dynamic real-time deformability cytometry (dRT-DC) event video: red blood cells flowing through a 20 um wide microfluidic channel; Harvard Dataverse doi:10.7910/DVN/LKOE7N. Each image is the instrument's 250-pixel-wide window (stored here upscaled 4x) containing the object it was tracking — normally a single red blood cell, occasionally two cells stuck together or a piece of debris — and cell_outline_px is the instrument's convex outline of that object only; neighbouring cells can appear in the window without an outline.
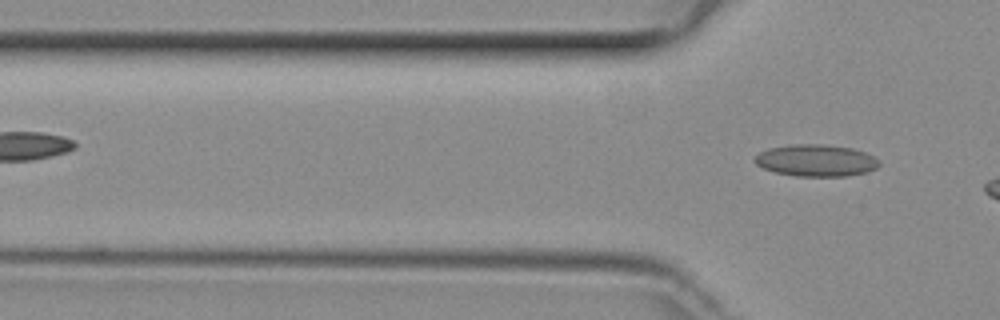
{"species": "common noctule bat (a hibernating species)", "species_latin": "Nyctalus noctula", "temperature_condition": "room temperature", "stored_images_in_passage": 3, "camera_frame_rate_fps": 3000, "um_per_image_px": 0.085, "animal": {"sex": "female", "body_mass_g": 29.2, "forearm_length_mm": 56.3}, "frame": {"image": 1, "passage_image": 3, "time_ms": 0.667, "image_size_px": [1000, 320], "cell_outline_px": [[880, 164], [876, 168], [868, 172], [844, 176], [796, 176], [776, 172], [764, 168], [756, 164], [752, 160], [760, 152], [768, 148], [792, 144], [824, 144], [852, 148], [864, 152], [880, 160]], "centroid_in_image_um": [69.36, 13.63], "position_along_channel_um": 56.4, "area_um2": 23.12}}